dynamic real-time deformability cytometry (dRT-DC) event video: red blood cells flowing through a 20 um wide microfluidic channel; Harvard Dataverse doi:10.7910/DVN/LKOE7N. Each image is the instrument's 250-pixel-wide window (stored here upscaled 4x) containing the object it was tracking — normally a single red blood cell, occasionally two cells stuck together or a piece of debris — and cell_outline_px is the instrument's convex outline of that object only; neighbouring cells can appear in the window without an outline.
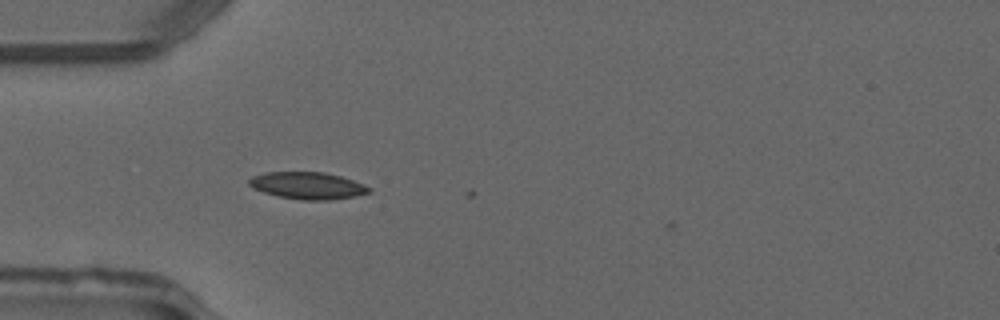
{"species": "common noctule bat (a hibernating species)", "species_latin": "Nyctalus noctula", "temperature_condition": "warm", "stored_images_in_passage": 17, "camera_frame_rate_fps": 3000, "um_per_image_px": 0.085, "animal": {"sex": "male", "forearm_length_mm": 52.5}, "frame": {"image": 1, "passage_image": 16, "time_ms": 5.0, "image_size_px": [1000, 320], "cell_outline_px": [[372, 188], [368, 192], [352, 196], [328, 200], [304, 200], [280, 196], [264, 192], [248, 184], [248, 180], [252, 176], [268, 172], [324, 172], [340, 176], [352, 180]], "centroid_in_image_um": [26.13, 15.76], "position_along_channel_um": 58.9, "area_um2": 18.44}}